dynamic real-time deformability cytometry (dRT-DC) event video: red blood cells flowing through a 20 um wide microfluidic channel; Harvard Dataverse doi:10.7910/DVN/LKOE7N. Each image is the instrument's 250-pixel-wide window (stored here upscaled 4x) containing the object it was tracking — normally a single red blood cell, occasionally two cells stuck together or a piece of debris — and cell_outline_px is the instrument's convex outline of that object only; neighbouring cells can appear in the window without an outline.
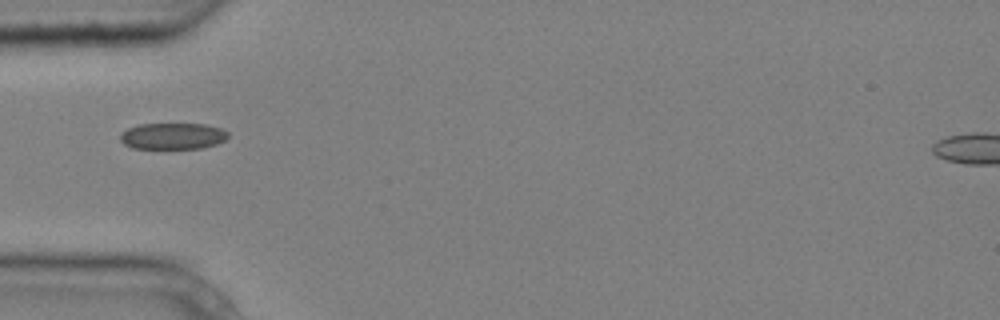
{"species": "common noctule bat (a hibernating species)", "species_latin": "Nyctalus noctula", "temperature_condition": "cold", "stored_images_in_passage": 2, "camera_frame_rate_fps": 3000, "um_per_image_px": 0.085, "animal": {"sex": "male", "body_mass_g": 20.4}, "frame": {"image": 1, "passage_image": 1, "time_ms": 0.0, "image_size_px": [1000, 320], "cell_outline_px": [[228, 136], [224, 140], [216, 144], [200, 148], [132, 148], [124, 144], [120, 140], [120, 136], [128, 128], [140, 124], [208, 124], [220, 128], [228, 132]], "centroid_in_image_um": [14.69, 11.56], "position_along_channel_um": 70.3, "area_um2": 16.42}}
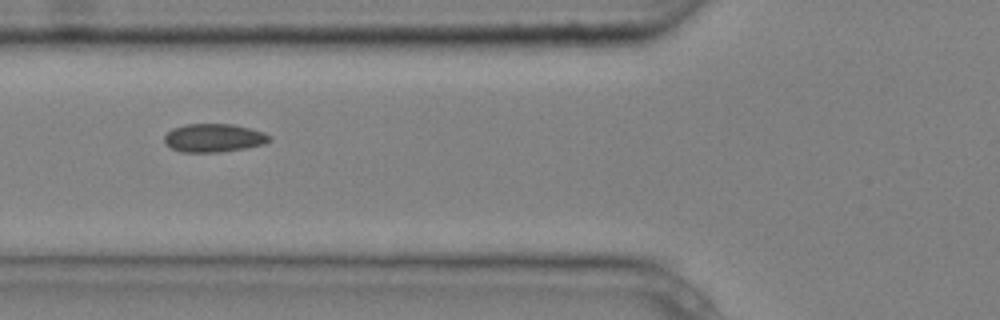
{"frame": {"image": 2, "passage_image": 2, "time_ms": 0.333, "image_size_px": [1000, 320], "cell_outline_px": [[272, 140], [264, 144], [244, 148], [220, 152], [180, 152], [164, 144], [164, 136], [172, 128], [184, 124], [232, 124], [264, 132], [272, 136]], "centroid_in_image_um": [18.16, 11.72], "position_along_channel_um": 107.6, "area_um2": 17.46}}